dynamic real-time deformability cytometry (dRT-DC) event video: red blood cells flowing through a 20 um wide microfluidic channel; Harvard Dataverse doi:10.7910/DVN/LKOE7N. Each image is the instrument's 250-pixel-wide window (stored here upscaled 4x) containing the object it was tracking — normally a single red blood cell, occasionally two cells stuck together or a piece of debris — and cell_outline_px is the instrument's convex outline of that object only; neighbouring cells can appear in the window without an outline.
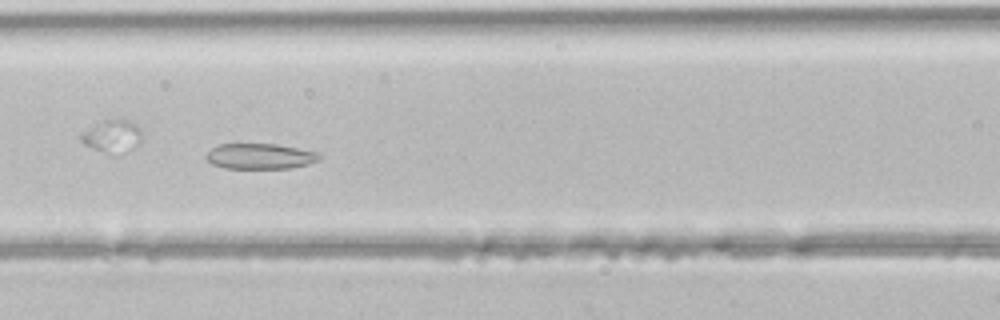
{"species": "common noctule bat (a hibernating species)", "species_latin": "Nyctalus noctula", "temperature_condition": "room temperature", "stored_images_in_passage": 32, "camera_frame_rate_fps": 3000, "um_per_image_px": 0.085, "animal": {"sex": "male", "body_mass_g": 21.5, "forearm_length_mm": 52.0}, "frame": {"image": 1, "passage_image": 6, "time_ms": 1.667, "image_size_px": [1000, 320], "cell_outline_px": [[324, 156], [320, 160], [308, 164], [292, 168], [224, 168], [212, 164], [204, 156], [216, 144], [276, 144], [320, 152]], "centroid_in_image_um": [22.15, 13.28], "position_along_channel_um": 144.4, "area_um2": 17.05}}
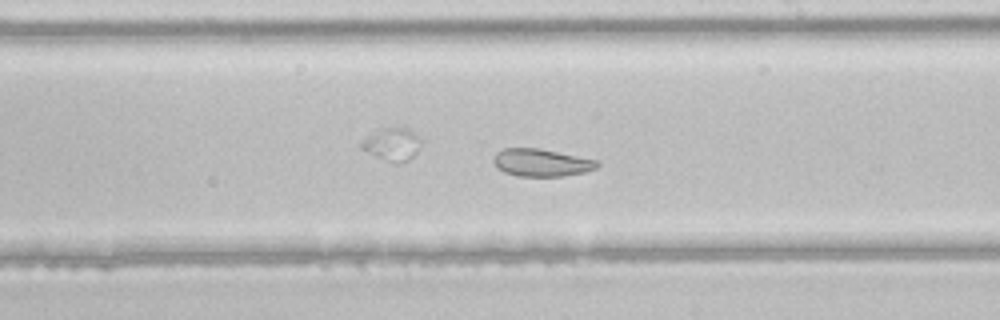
{"frame": {"image": 2, "passage_image": 13, "time_ms": 4.0, "image_size_px": [1000, 320], "cell_outline_px": [[600, 164], [596, 168], [584, 172], [564, 176], [516, 176], [504, 172], [496, 168], [492, 160], [496, 152], [504, 148], [540, 148], [596, 160]], "centroid_in_image_um": [45.97, 13.82], "position_along_channel_um": 243.0, "area_um2": 16.7}}
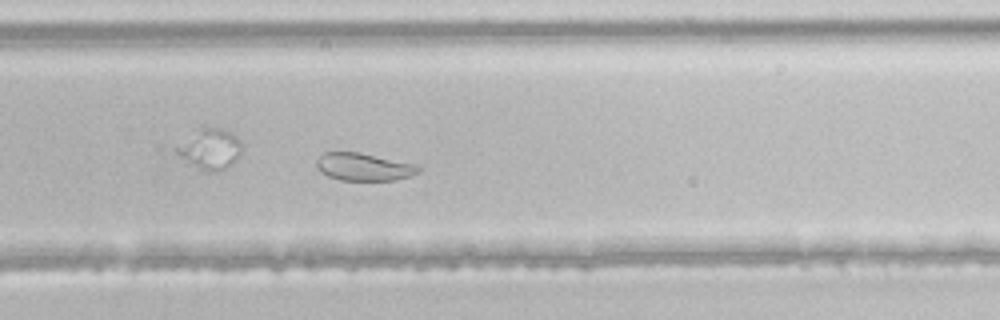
{"frame": {"image": 3, "passage_image": 17, "time_ms": 5.333, "image_size_px": [1000, 320], "cell_outline_px": [[424, 164], [420, 172], [412, 176], [396, 180], [340, 180], [328, 176], [320, 172], [316, 168], [316, 160], [324, 152], [360, 152]], "centroid_in_image_um": [31.03, 14.17], "position_along_channel_um": 298.8, "area_um2": 17.11}}